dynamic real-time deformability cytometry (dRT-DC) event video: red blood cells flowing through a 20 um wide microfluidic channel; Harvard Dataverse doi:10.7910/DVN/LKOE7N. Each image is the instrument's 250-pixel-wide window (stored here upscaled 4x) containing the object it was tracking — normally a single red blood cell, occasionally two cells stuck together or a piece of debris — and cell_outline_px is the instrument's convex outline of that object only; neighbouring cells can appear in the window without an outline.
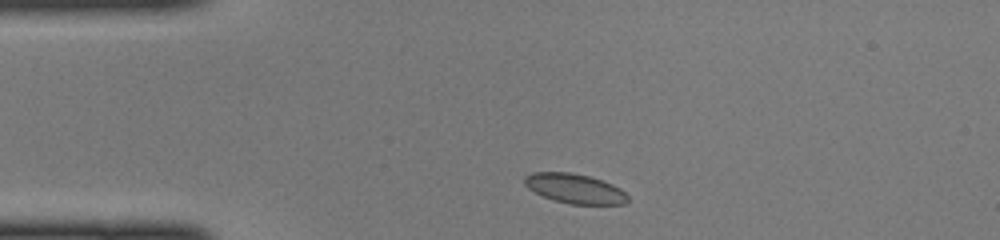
{"species": "common noctule bat (a hibernating species)", "species_latin": "Nyctalus noctula", "temperature_condition": "cold", "stored_images_in_passage": 39, "camera_frame_rate_fps": 3000, "um_per_image_px": 0.085, "animal": {"sex": "female", "body_mass_g": 22.0, "forearm_length_mm": 56.7}, "frame": {"image": 1, "passage_image": 2, "time_ms": 0.333, "image_size_px": [1000, 240], "cell_outline_px": [[628, 200], [624, 204], [572, 204], [556, 200], [544, 196], [528, 188], [524, 184], [524, 176], [532, 172], [572, 172], [588, 176], [612, 184], [620, 188], [628, 196]], "centroid_in_image_um": [48.85, 16.01], "position_along_channel_um": 36.2, "area_um2": 17.63}}
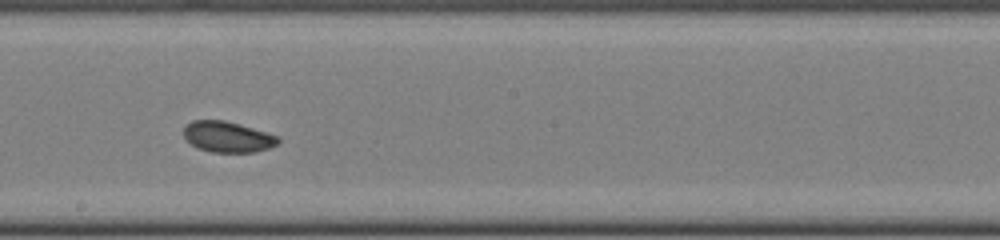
{"frame": {"image": 2, "passage_image": 18, "time_ms": 5.667, "image_size_px": [1000, 240], "cell_outline_px": [[280, 140], [276, 144], [268, 148], [256, 152], [212, 152], [196, 148], [184, 140], [184, 124], [192, 120], [224, 120], [240, 124], [280, 136]], "centroid_in_image_um": [19.31, 11.63], "position_along_channel_um": 228.9, "area_um2": 17.22}}
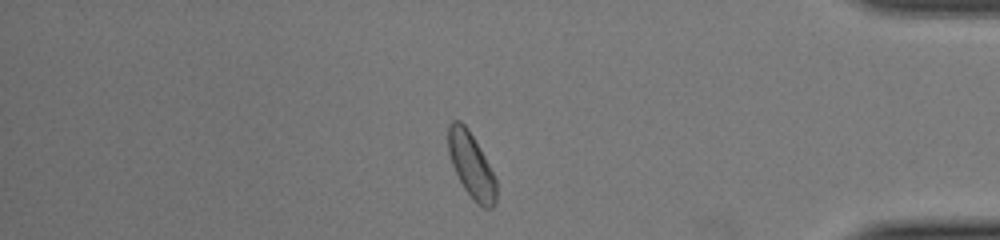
{"frame": {"image": 3, "passage_image": 32, "time_ms": 10.333, "image_size_px": [1000, 240], "cell_outline_px": [[496, 204], [492, 208], [484, 208], [464, 188], [452, 164], [448, 152], [448, 124], [452, 120], [460, 120], [468, 128], [496, 176]], "centroid_in_image_um": [40.07, 14.01], "position_along_channel_um": 395.1, "area_um2": 18.03}}